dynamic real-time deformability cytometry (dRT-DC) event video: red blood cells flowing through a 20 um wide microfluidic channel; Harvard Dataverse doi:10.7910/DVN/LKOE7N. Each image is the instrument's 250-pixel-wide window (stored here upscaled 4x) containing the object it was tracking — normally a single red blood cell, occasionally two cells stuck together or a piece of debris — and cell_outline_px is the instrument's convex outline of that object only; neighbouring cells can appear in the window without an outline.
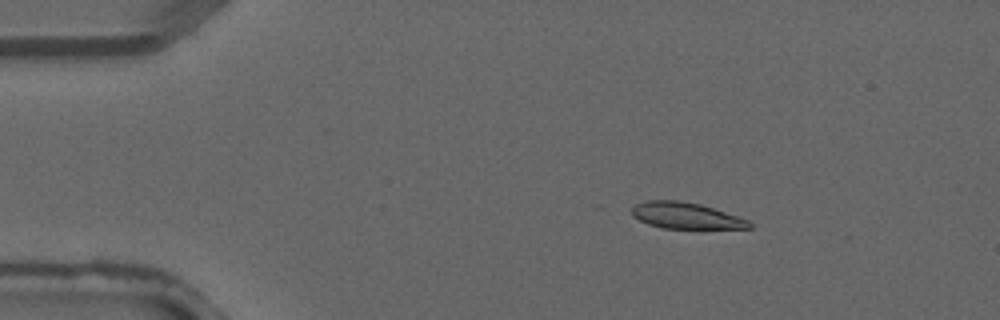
{"species": "common noctule bat (a hibernating species)", "species_latin": "Nyctalus noctula", "temperature_condition": "warm", "stored_images_in_passage": 2, "camera_frame_rate_fps": 3000, "um_per_image_px": 0.085, "animal": {"sex": "male", "forearm_length_mm": 52.5}, "frame": {"image": 1, "passage_image": 1, "time_ms": 0.0, "image_size_px": [1000, 320], "cell_outline_px": [[752, 228], [660, 228], [648, 224], [632, 216], [632, 208], [636, 204], [648, 200], [680, 200], [700, 204], [748, 220], [752, 224]], "centroid_in_image_um": [58.26, 18.32], "position_along_channel_um": 26.7, "area_um2": 17.74}}